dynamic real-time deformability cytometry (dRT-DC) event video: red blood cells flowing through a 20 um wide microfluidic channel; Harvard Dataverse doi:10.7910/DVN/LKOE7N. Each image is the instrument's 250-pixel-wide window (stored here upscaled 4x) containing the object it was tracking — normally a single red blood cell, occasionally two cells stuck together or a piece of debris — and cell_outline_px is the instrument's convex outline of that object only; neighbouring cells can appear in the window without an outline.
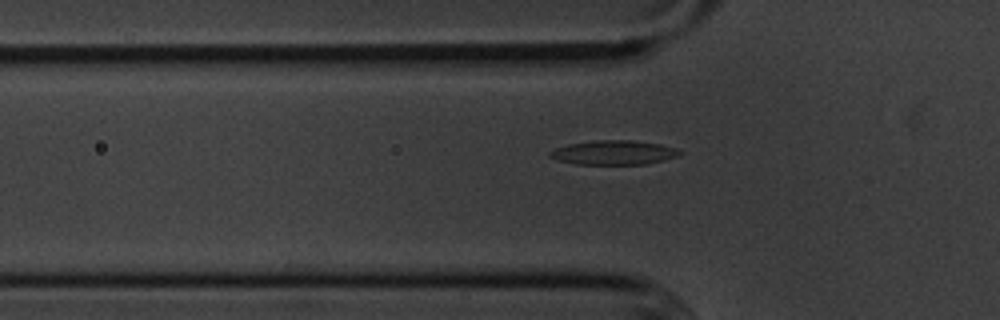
{"species": "common noctule bat (a hibernating species)", "species_latin": "Nyctalus noctula", "temperature_condition": "cold", "stored_images_in_passage": 41, "camera_frame_rate_fps": 3000, "um_per_image_px": 0.085, "animal": {"sex": "male", "body_mass_g": 20.1, "forearm_length_mm": 53.5}, "frame": {"image": 1, "passage_image": 5, "time_ms": 1.333, "image_size_px": [1000, 320], "cell_outline_px": [[684, 152], [680, 156], [664, 160], [644, 164], [576, 164], [556, 160], [548, 156], [548, 152], [556, 148], [568, 144], [596, 140], [632, 140], [660, 144], [676, 148]], "centroid_in_image_um": [52.18, 12.97], "position_along_channel_um": 73.6, "area_um2": 18.5}}
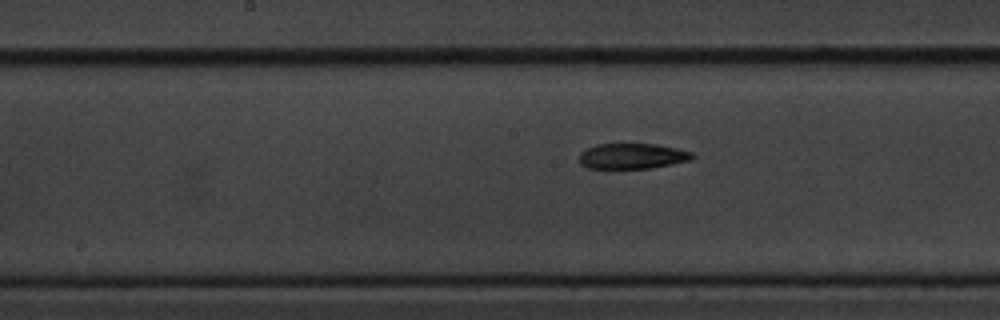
{"frame": {"image": 2, "passage_image": 15, "time_ms": 4.667, "image_size_px": [1000, 320], "cell_outline_px": [[696, 156], [692, 160], [672, 164], [648, 168], [584, 168], [580, 164], [580, 152], [596, 144], [656, 144], [676, 148], [692, 152]], "centroid_in_image_um": [53.75, 13.27], "position_along_channel_um": 194.4, "area_um2": 16.82}}
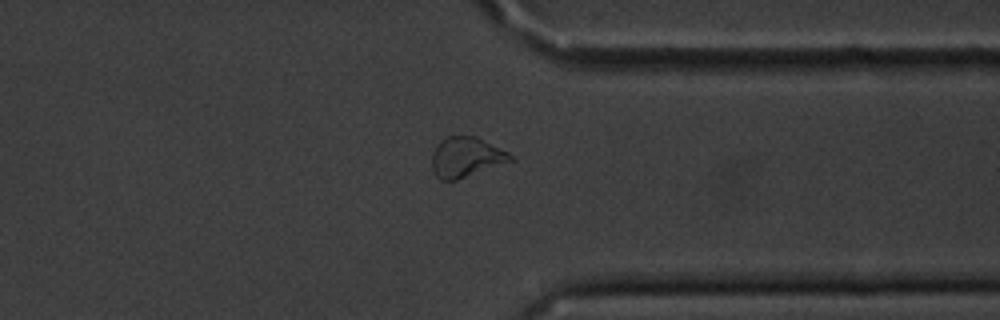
{"frame": {"image": 3, "passage_image": 30, "time_ms": 9.667, "image_size_px": [1000, 320], "cell_outline_px": [[516, 160], [456, 180], [440, 180], [436, 176], [432, 168], [432, 152], [440, 140], [444, 136], [476, 136], [508, 152]], "centroid_in_image_um": [39.61, 13.35], "position_along_channel_um": 371.8, "area_um2": 18.44}, "authors_computed_cell_mechanics": {"area_um2": 17.6868, "velocity_mm_per_s": 3.5968, "shape_relaxation_time_tau1_ms": 9.6154, "shape_relaxation_time_tau2_ms": 9.4239, "deformation_change_tau1": 0.2648, "deformation_change_tau2": 0.1769}}